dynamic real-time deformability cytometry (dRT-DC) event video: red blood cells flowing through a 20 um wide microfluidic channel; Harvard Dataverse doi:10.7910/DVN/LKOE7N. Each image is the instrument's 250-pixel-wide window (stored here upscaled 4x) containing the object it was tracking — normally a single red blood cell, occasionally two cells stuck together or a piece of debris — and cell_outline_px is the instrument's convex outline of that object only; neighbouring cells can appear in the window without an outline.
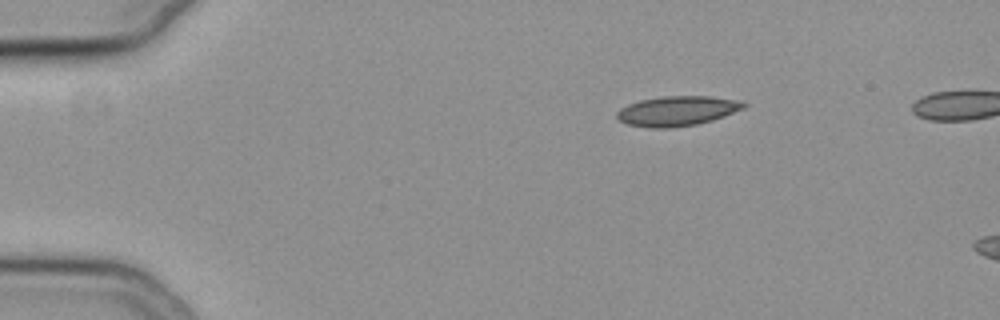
{"species": "common noctule bat (a hibernating species)", "species_latin": "Nyctalus noctula", "temperature_condition": "cold", "stored_images_in_passage": 46, "camera_frame_rate_fps": 3000, "um_per_image_px": 0.085, "animal": {"sex": "female", "body_mass_g": 19.3, "forearm_length_mm": 54.1}, "frame": {"image": 1, "passage_image": 1, "time_ms": 0.0, "image_size_px": [1000, 320], "cell_outline_px": [[748, 104], [744, 108], [724, 116], [712, 120], [696, 124], [672, 128], [652, 128], [628, 124], [620, 120], [616, 116], [616, 112], [620, 108], [628, 104], [640, 100], [664, 96], [712, 96], [744, 100]], "centroid_in_image_um": [57.6, 9.42], "position_along_channel_um": 27.4, "area_um2": 22.2}}
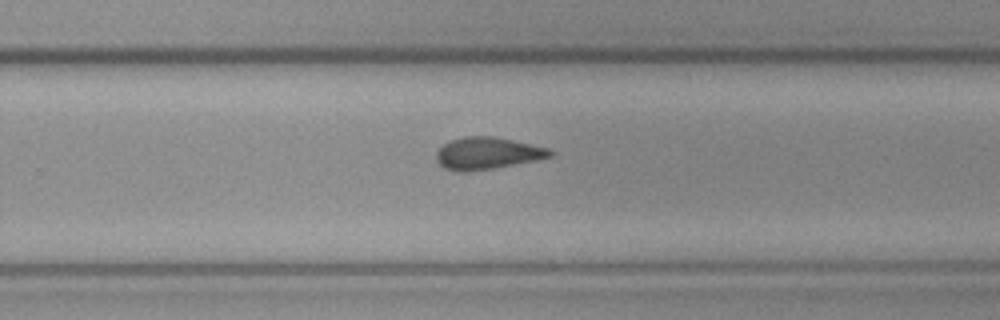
{"frame": {"image": 2, "passage_image": 28, "time_ms": 9.0, "image_size_px": [1000, 320], "cell_outline_px": [[556, 152], [552, 156], [492, 168], [468, 172], [456, 172], [444, 168], [436, 160], [436, 152], [444, 144], [452, 140], [464, 136], [492, 136], [512, 140], [548, 148]], "centroid_in_image_um": [41.38, 13.03], "position_along_channel_um": 288.4, "area_um2": 20.98}}
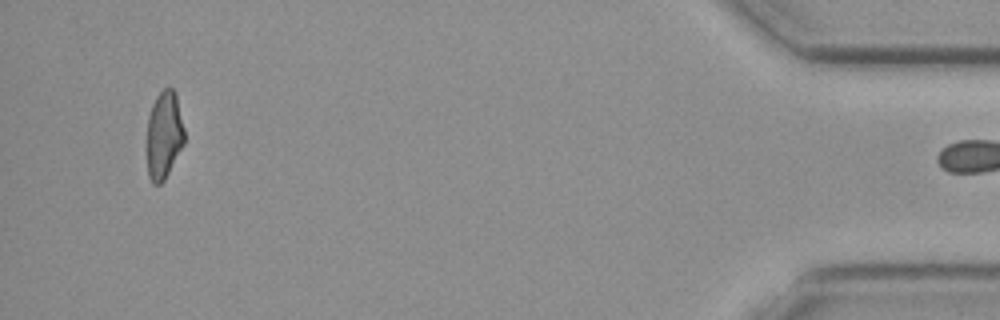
{"frame": {"image": 3, "passage_image": 45, "time_ms": 14.667, "image_size_px": [1000, 320], "cell_outline_px": [[184, 144], [164, 180], [160, 184], [152, 184], [148, 176], [148, 116], [152, 104], [156, 96], [164, 88], [172, 88], [176, 92], [184, 128]], "centroid_in_image_um": [13.95, 11.46], "position_along_channel_um": 421.2, "area_um2": 19.07}}